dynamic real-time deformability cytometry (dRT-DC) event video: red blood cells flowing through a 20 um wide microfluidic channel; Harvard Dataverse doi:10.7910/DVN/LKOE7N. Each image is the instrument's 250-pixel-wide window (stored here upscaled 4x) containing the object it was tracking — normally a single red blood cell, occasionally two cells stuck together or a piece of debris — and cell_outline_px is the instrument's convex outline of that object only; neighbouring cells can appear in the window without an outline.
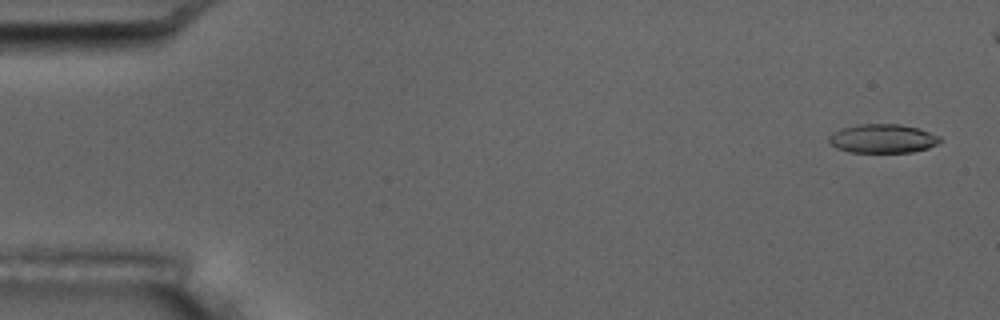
{"species": "common noctule bat (a hibernating species)", "species_latin": "Nyctalus noctula", "temperature_condition": "room temperature", "stored_images_in_passage": 8, "camera_frame_rate_fps": 3000, "um_per_image_px": 0.085, "animal": {"sex": "male", "body_mass_g": 17.5, "forearm_length_mm": 52.3}, "frame": {"image": 1, "passage_image": 1, "time_ms": 0.0, "image_size_px": [1000, 320], "cell_outline_px": [[944, 140], [928, 148], [912, 152], [848, 152], [836, 148], [828, 140], [828, 136], [844, 128], [856, 124], [900, 124], [916, 128], [940, 136]], "centroid_in_image_um": [75.04, 11.78], "position_along_channel_um": 10.0, "area_um2": 18.55}}
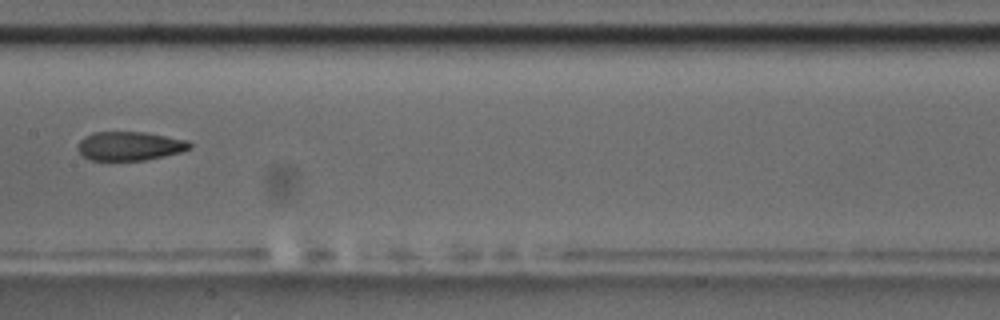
{"frame": {"image": 2, "passage_image": 8, "time_ms": 8.667, "image_size_px": [1000, 320], "cell_outline_px": [[192, 148], [180, 152], [164, 156], [144, 160], [92, 160], [84, 156], [76, 148], [80, 140], [84, 136], [92, 132], [144, 132], [188, 140], [192, 144]], "centroid_in_image_um": [11.03, 12.4], "position_along_channel_um": 196.4, "area_um2": 18.84}}